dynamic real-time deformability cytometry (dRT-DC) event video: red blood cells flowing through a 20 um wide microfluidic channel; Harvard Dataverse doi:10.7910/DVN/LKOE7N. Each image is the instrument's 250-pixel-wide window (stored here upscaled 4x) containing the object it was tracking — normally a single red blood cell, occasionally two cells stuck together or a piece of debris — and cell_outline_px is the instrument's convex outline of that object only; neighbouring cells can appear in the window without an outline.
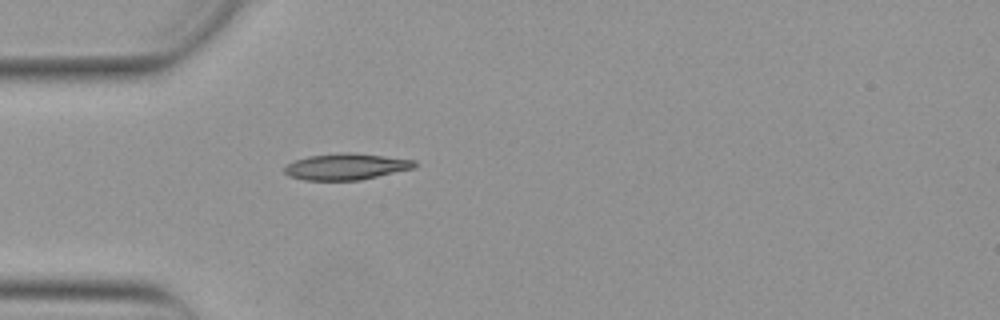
{"species": "Egyptian fruit bat (a non-hibernating species)", "species_latin": "Rousettus aegyptiacus", "temperature_condition": "warm", "stored_images_in_passage": 38, "camera_frame_rate_fps": 3000, "um_per_image_px": 0.085, "animal": {"sex": "female"}, "frame": {"image": 1, "passage_image": 1, "time_ms": 0.0, "image_size_px": [1000, 320], "cell_outline_px": [[416, 168], [360, 180], [304, 180], [288, 176], [284, 172], [284, 168], [288, 164], [296, 160], [308, 156], [344, 152], [352, 152], [416, 160]], "centroid_in_image_um": [29.44, 14.16], "position_along_channel_um": 55.6, "area_um2": 20.0}}
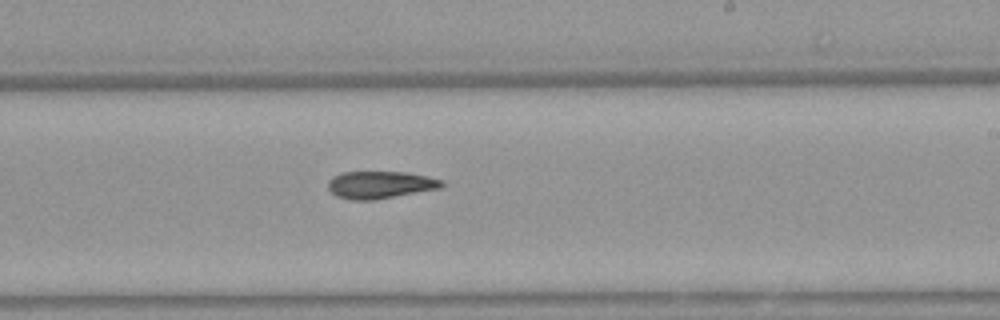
{"frame": {"image": 2, "passage_image": 17, "time_ms": 5.333, "image_size_px": [1000, 320], "cell_outline_px": [[444, 184], [440, 188], [372, 200], [352, 200], [336, 196], [328, 188], [328, 180], [332, 176], [340, 172], [404, 172], [428, 176], [444, 180]], "centroid_in_image_um": [32.29, 15.7], "position_along_channel_um": 256.7, "area_um2": 18.09}}
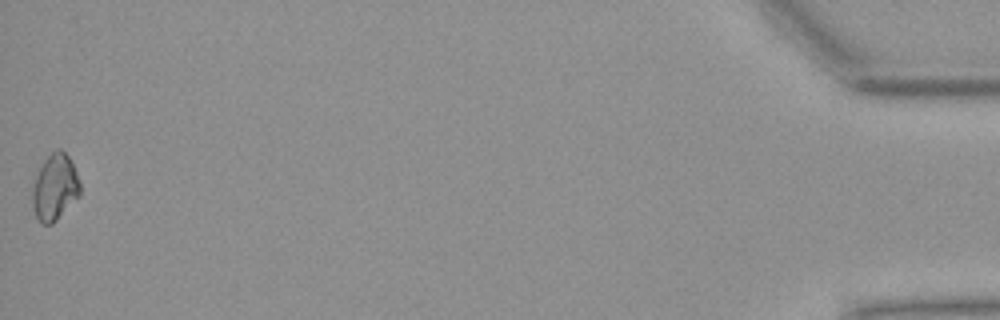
{"frame": {"image": 3, "passage_image": 38, "time_ms": 12.333, "image_size_px": [1000, 320], "cell_outline_px": [[80, 196], [52, 224], [40, 224], [36, 216], [32, 204], [32, 188], [36, 176], [44, 160], [56, 148], [60, 148], [68, 156], [76, 172], [80, 184]], "centroid_in_image_um": [4.66, 15.94], "position_along_channel_um": 430.5, "area_um2": 18.32}, "authors_computed_cell_mechanics": {"area_um2": 18.1492, "velocity_mm_per_s": 3.8919, "shape_relaxation_time_tau1_ms": null, "shape_relaxation_time_tau2_ms": 10.3319, "deformation_change_tau1": null, "deformation_change_tau2": 0.1662}}